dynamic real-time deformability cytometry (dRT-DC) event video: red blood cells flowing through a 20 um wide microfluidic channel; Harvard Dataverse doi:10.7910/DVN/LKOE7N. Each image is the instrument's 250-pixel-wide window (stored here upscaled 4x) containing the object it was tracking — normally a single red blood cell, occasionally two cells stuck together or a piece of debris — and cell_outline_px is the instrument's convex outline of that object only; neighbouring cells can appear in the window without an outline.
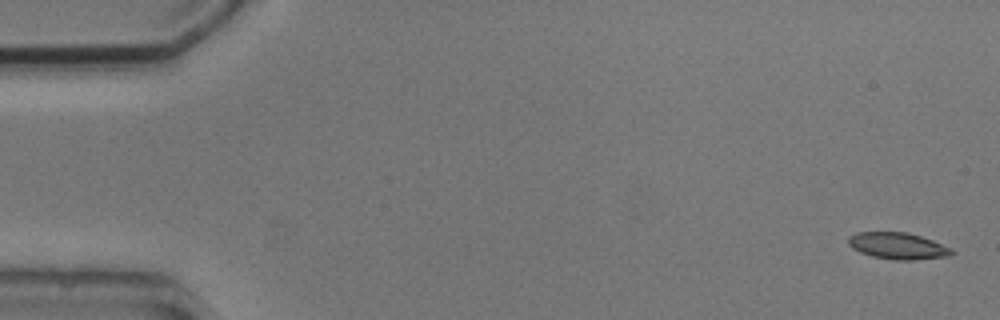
{"species": "common noctule bat (a hibernating species)", "species_latin": "Nyctalus noctula", "temperature_condition": "cold", "stored_images_in_passage": 5, "camera_frame_rate_fps": 3000, "um_per_image_px": 0.085, "animal": {"sex": "male", "body_mass_g": 20.5, "forearm_length_mm": 52.5}, "frame": {"image": 1, "passage_image": 1, "time_ms": 0.0, "image_size_px": [1000, 320], "cell_outline_px": [[956, 252], [952, 256], [916, 260], [892, 260], [872, 256], [860, 252], [852, 248], [848, 244], [848, 236], [856, 232], [908, 232], [932, 240], [952, 248]], "centroid_in_image_um": [76.34, 20.91], "position_along_channel_um": 8.7, "area_um2": 16.3}}
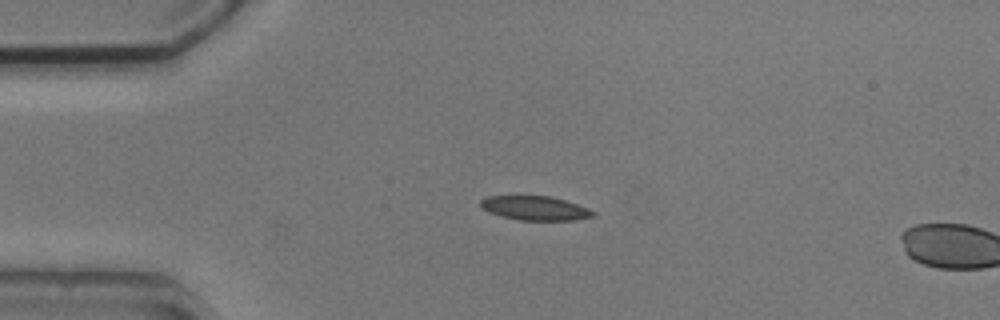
{"frame": {"image": 2, "passage_image": 4, "time_ms": 3.667, "image_size_px": [1000, 320], "cell_outline_px": [[596, 216], [576, 220], [520, 220], [488, 212], [480, 208], [480, 200], [488, 196], [552, 196], [588, 208], [596, 212]], "centroid_in_image_um": [45.49, 17.69], "position_along_channel_um": 39.5, "area_um2": 15.84}}